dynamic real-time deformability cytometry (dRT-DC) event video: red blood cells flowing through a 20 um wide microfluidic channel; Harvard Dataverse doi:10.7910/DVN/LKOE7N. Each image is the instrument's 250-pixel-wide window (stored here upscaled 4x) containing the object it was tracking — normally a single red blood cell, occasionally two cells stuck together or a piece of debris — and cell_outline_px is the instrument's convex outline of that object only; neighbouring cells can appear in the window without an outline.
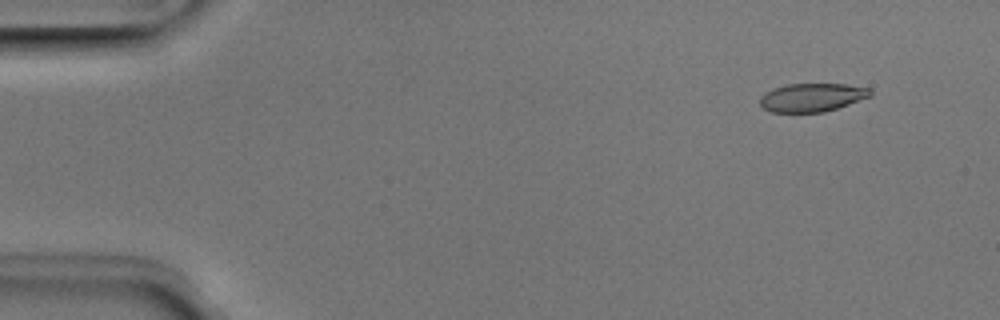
{"species": "Egyptian fruit bat (a non-hibernating species)", "species_latin": "Rousettus aegyptiacus", "temperature_condition": "room temperature", "stored_images_in_passage": 4, "camera_frame_rate_fps": 3000, "um_per_image_px": 0.085, "animal": {"sex": "male"}, "frame": {"image": 1, "passage_image": 2, "time_ms": 0.333, "image_size_px": [1000, 320], "cell_outline_px": [[872, 96], [824, 112], [772, 112], [764, 108], [760, 104], [760, 96], [764, 92], [772, 88], [788, 84], [844, 84], [868, 88], [872, 92]], "centroid_in_image_um": [68.99, 8.27], "position_along_channel_um": 16.0, "area_um2": 18.21}}
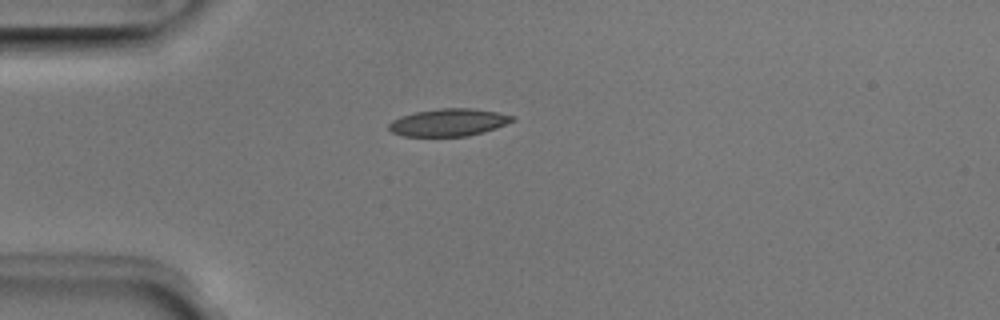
{"frame": {"image": 2, "passage_image": 4, "time_ms": 1.0, "image_size_px": [1000, 320], "cell_outline_px": [[516, 120], [496, 128], [484, 132], [468, 136], [404, 136], [392, 132], [388, 128], [388, 124], [392, 120], [400, 116], [416, 112], [440, 108], [472, 108], [496, 112], [516, 116]], "centroid_in_image_um": [38.15, 10.4], "position_along_channel_um": 46.9, "area_um2": 19.83}}